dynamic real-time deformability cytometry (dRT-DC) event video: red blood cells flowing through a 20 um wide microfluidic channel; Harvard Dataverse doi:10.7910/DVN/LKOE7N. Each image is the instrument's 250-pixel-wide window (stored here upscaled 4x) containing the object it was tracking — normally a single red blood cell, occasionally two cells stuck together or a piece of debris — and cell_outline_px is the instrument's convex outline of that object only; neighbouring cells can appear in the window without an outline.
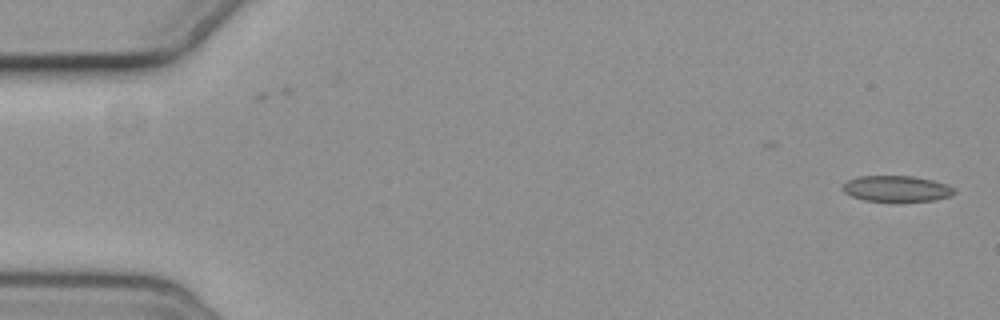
{"species": "common noctule bat (a hibernating species)", "species_latin": "Nyctalus noctula", "temperature_condition": "cold", "stored_images_in_passage": 2, "camera_frame_rate_fps": 3000, "um_per_image_px": 0.085, "animal": {"sex": "female", "body_mass_g": 19.3, "forearm_length_mm": 54.1}, "frame": {"image": 1, "passage_image": 2, "time_ms": 1.0, "image_size_px": [1000, 320], "cell_outline_px": [[956, 192], [952, 196], [936, 200], [864, 200], [852, 196], [844, 192], [840, 188], [848, 180], [856, 176], [912, 176], [932, 180], [944, 184], [952, 188]], "centroid_in_image_um": [76.18, 16.02], "position_along_channel_um": 8.8, "area_um2": 16.53}}